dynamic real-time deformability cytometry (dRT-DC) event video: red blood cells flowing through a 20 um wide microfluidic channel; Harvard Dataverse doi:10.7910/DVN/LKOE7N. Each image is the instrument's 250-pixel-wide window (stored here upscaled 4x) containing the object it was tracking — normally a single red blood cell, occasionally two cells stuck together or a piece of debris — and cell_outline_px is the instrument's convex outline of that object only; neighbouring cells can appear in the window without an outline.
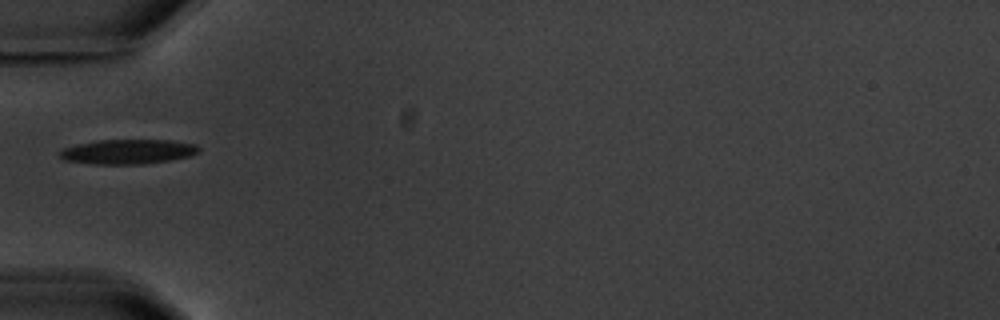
{"species": "common noctule bat (a hibernating species)", "species_latin": "Nyctalus noctula", "temperature_condition": "warm", "stored_images_in_passage": 5, "camera_frame_rate_fps": 3000, "um_per_image_px": 0.085, "animal": {"sex": "male", "body_mass_g": 20.1, "forearm_length_mm": 53.5}, "frame": {"image": 1, "passage_image": 1, "time_ms": 0.0, "image_size_px": [1000, 320], "cell_outline_px": [[200, 152], [192, 156], [144, 164], [92, 164], [64, 160], [60, 156], [60, 152], [64, 148], [76, 144], [96, 140], [172, 140], [196, 144], [200, 148]], "centroid_in_image_um": [10.9, 12.89], "position_along_channel_um": 74.1, "area_um2": 20.11}}
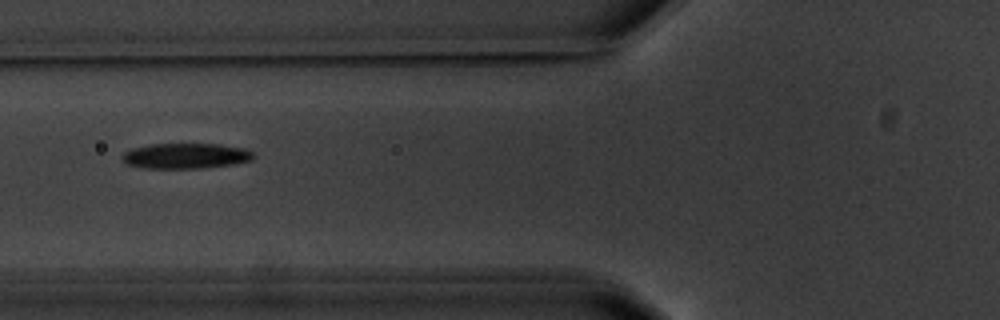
{"frame": {"image": 2, "passage_image": 2, "time_ms": 1.0, "image_size_px": [1000, 320], "cell_outline_px": [[256, 156], [252, 160], [232, 164], [200, 168], [148, 168], [128, 164], [120, 156], [124, 152], [132, 148], [152, 144], [220, 144], [244, 148], [252, 152]], "centroid_in_image_um": [15.81, 13.24], "position_along_channel_um": 110.0, "area_um2": 19.31}}